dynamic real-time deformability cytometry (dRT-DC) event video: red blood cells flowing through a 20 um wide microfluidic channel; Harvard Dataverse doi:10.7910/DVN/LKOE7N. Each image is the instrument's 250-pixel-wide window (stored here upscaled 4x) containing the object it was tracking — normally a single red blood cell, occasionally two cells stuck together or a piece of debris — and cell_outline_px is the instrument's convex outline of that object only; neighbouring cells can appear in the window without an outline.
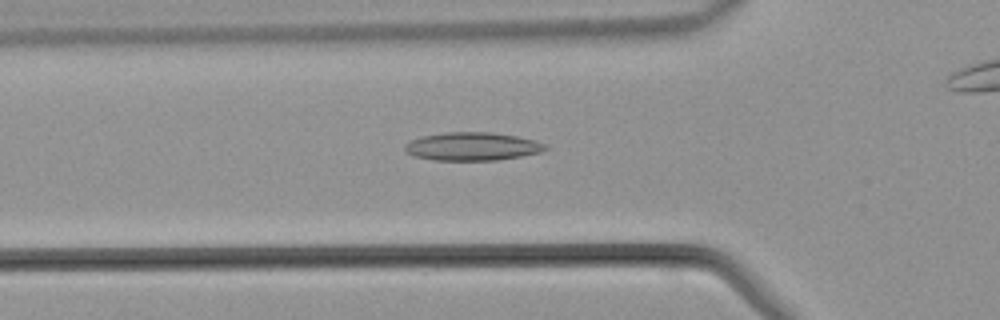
{"species": "common noctule bat (a hibernating species)", "species_latin": "Nyctalus noctula", "temperature_condition": "warm", "stored_images_in_passage": 35, "camera_frame_rate_fps": 3000, "um_per_image_px": 0.085, "animal": {"sex": "male", "body_mass_g": 21.5, "forearm_length_mm": 52.0}, "frame": {"image": 1, "passage_image": 14, "time_ms": 4.333, "image_size_px": [1000, 320], "cell_outline_px": [[548, 148], [540, 152], [520, 156], [496, 160], [432, 160], [412, 156], [404, 152], [404, 144], [412, 140], [424, 136], [444, 132], [492, 132], [516, 136], [536, 140], [548, 144]], "centroid_in_image_um": [40.13, 12.45], "position_along_channel_um": 85.7, "area_um2": 23.24}}
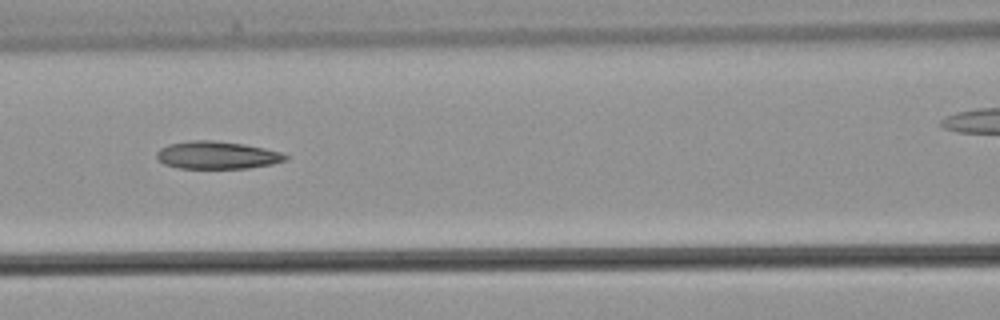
{"frame": {"image": 2, "passage_image": 18, "time_ms": 5.667, "image_size_px": [1000, 320], "cell_outline_px": [[288, 160], [272, 164], [248, 168], [180, 168], [164, 164], [156, 156], [156, 152], [160, 148], [168, 144], [188, 140], [212, 140], [244, 144], [264, 148], [280, 152], [288, 156]], "centroid_in_image_um": [18.44, 13.18], "position_along_channel_um": 148.2, "area_um2": 20.75}}
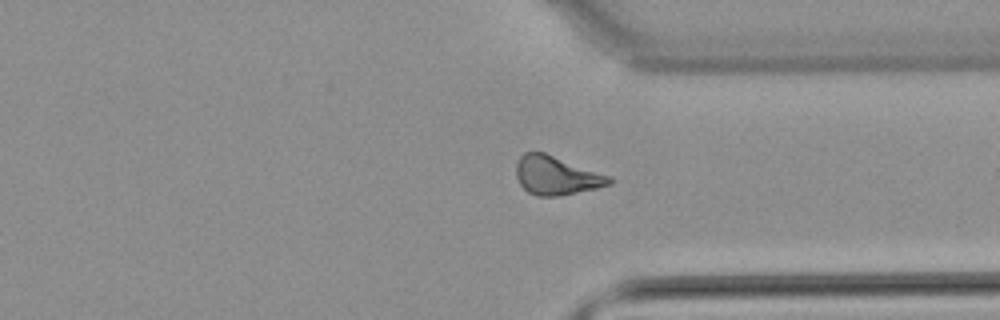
{"frame": {"image": 3, "passage_image": 32, "time_ms": 10.333, "image_size_px": [1000, 320], "cell_outline_px": [[612, 184], [596, 188], [560, 196], [536, 196], [528, 192], [520, 184], [516, 176], [516, 164], [520, 156], [524, 152], [544, 152], [612, 176]], "centroid_in_image_um": [47.3, 14.92], "position_along_channel_um": 364.1, "area_um2": 21.1}}